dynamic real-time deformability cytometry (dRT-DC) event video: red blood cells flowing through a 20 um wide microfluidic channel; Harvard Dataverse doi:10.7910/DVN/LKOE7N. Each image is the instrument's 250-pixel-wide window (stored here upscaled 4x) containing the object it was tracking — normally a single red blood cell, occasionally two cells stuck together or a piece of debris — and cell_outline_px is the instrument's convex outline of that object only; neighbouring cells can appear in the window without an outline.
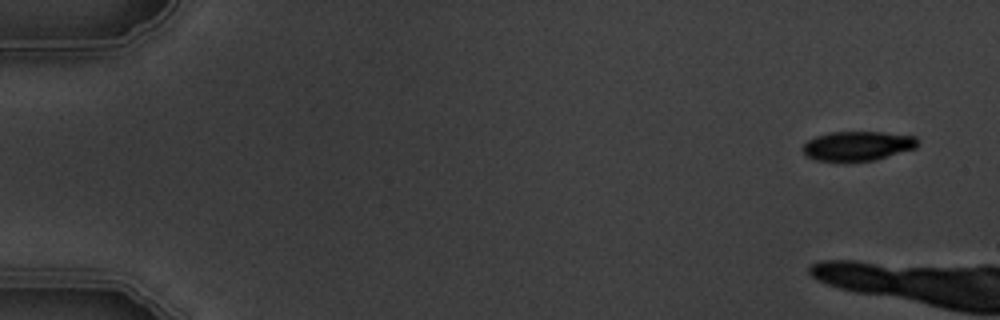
{"species": "common noctule bat (a hibernating species)", "species_latin": "Nyctalus noctula", "temperature_condition": "warm", "stored_images_in_passage": 5, "camera_frame_rate_fps": 3000, "um_per_image_px": 0.085, "animal": {"sex": "male", "body_mass_g": 19.5, "forearm_length_mm": 54.6}, "frame": {"image": 1, "passage_image": 1, "time_ms": 0.0, "image_size_px": [1000, 320], "cell_outline_px": [[916, 148], [872, 160], [848, 164], [840, 164], [816, 160], [804, 156], [800, 148], [808, 140], [816, 136], [828, 132], [884, 132], [916, 136]], "centroid_in_image_um": [72.78, 12.44], "position_along_channel_um": 12.2, "area_um2": 20.4}}